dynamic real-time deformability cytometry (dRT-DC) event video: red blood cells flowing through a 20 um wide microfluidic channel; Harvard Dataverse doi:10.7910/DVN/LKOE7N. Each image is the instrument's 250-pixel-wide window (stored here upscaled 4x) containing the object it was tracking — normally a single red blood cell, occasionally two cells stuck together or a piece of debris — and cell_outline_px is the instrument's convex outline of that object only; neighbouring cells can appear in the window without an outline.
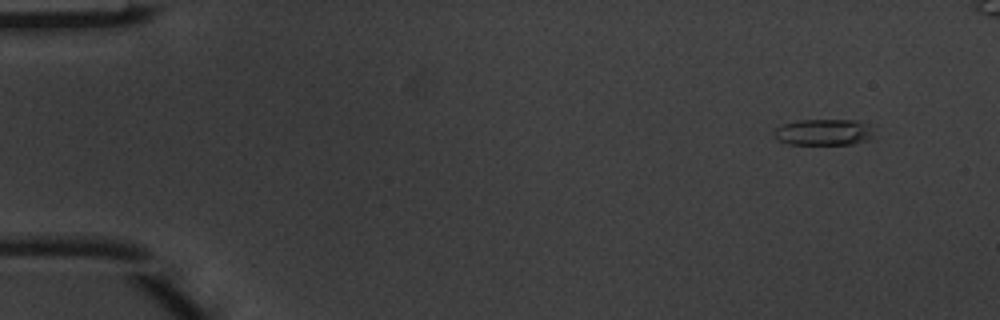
{"species": "common noctule bat (a hibernating species)", "species_latin": "Nyctalus noctula", "temperature_condition": "warm", "stored_images_in_passage": 6, "camera_frame_rate_fps": 3000, "um_per_image_px": 0.085, "animal": {"sex": "male", "body_mass_g": 20.1, "forearm_length_mm": 53.5}, "frame": {"image": 1, "passage_image": 2, "time_ms": 0.333, "image_size_px": [1000, 320], "cell_outline_px": [[872, 136], [864, 140], [852, 144], [788, 144], [772, 136], [772, 132], [780, 124], [796, 120], [860, 120], [868, 124]], "centroid_in_image_um": [69.92, 11.22], "position_along_channel_um": 15.1, "area_um2": 15.26}}